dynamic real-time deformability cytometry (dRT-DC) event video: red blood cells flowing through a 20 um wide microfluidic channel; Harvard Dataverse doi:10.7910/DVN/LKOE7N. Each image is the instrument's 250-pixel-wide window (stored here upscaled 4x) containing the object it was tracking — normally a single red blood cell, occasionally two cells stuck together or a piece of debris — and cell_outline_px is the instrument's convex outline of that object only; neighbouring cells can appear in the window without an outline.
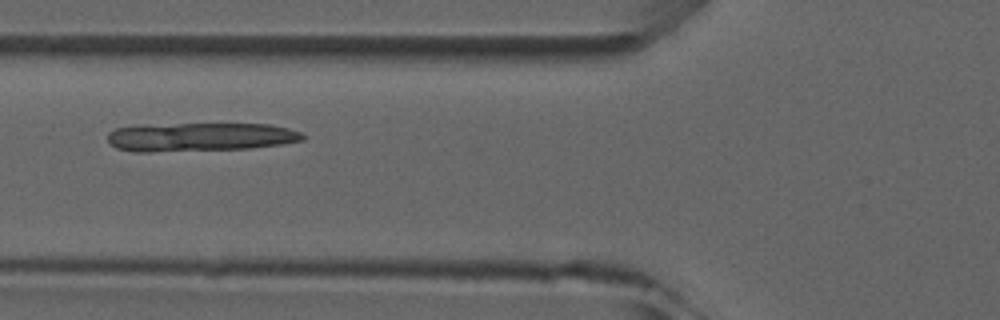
{"species": "common noctule bat (a hibernating species)", "species_latin": "Nyctalus noctula", "temperature_condition": "room temperature", "stored_images_in_passage": 5, "camera_frame_rate_fps": 3000, "um_per_image_px": 0.085, "animal": {"sex": "male", "forearm_length_mm": 52.5}, "frame": {"image": 1, "passage_image": 5, "time_ms": 4.667, "image_size_px": [1000, 320], "cell_outline_px": [[304, 140], [284, 144], [248, 148], [152, 152], [132, 152], [116, 148], [108, 144], [108, 132], [116, 128], [140, 124], [268, 124], [288, 128], [300, 132], [304, 136]], "centroid_in_image_um": [16.94, 11.64], "position_along_channel_um": 108.9, "area_um2": 32.89}}